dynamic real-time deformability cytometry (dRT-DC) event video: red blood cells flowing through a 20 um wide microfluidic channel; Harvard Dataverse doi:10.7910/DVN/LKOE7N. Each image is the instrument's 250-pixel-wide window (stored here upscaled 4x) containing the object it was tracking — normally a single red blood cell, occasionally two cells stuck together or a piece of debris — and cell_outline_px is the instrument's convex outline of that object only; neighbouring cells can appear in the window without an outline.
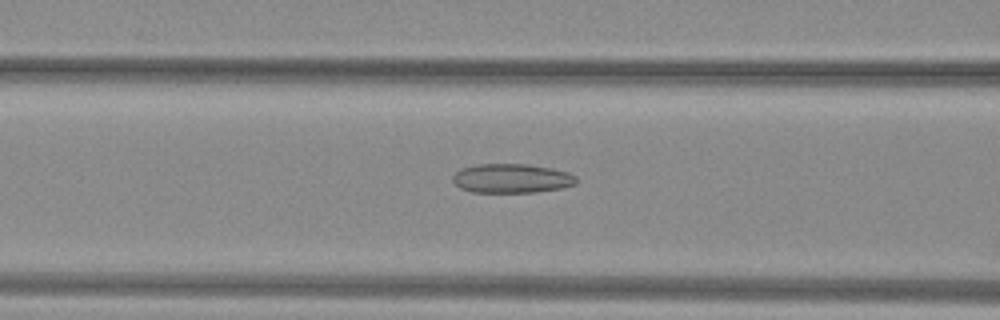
{"species": "common noctule bat (a hibernating species)", "species_latin": "Nyctalus noctula", "temperature_condition": "warm", "stored_images_in_passage": 50, "camera_frame_rate_fps": 3000, "um_per_image_px": 0.085, "animal": {"sex": "female", "body_mass_g": 29.2, "forearm_length_mm": 56.3}, "frame": {"image": 1, "passage_image": 23, "time_ms": 7.333, "image_size_px": [1000, 320], "cell_outline_px": [[576, 184], [560, 188], [536, 192], [472, 192], [460, 188], [452, 180], [452, 176], [460, 168], [476, 164], [528, 164], [552, 168], [568, 172], [576, 176]], "centroid_in_image_um": [43.47, 15.15], "position_along_channel_um": 123.1, "area_um2": 21.1}}
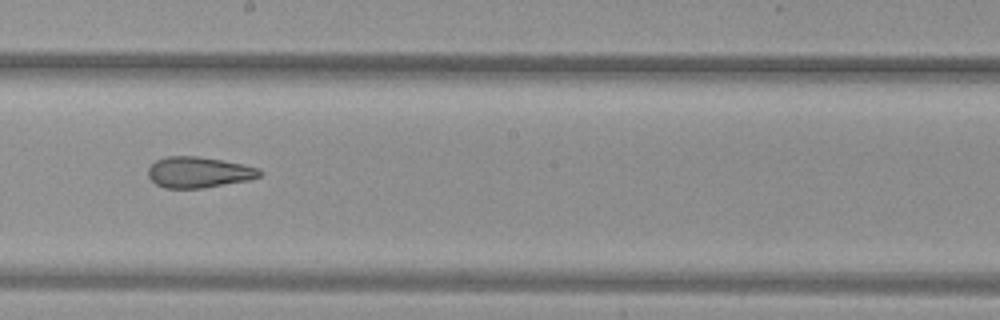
{"frame": {"image": 2, "passage_image": 31, "time_ms": 10.0, "image_size_px": [1000, 320], "cell_outline_px": [[264, 172], [260, 176], [248, 180], [200, 188], [164, 188], [156, 184], [148, 176], [148, 168], [156, 160], [168, 156], [200, 156], [244, 164], [260, 168]], "centroid_in_image_um": [16.91, 14.63], "position_along_channel_um": 231.3, "area_um2": 20.11}}
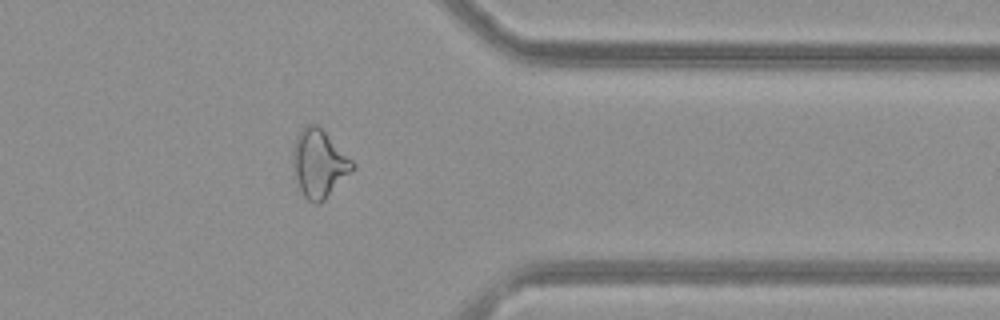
{"frame": {"image": 3, "passage_image": 43, "time_ms": 14.0, "image_size_px": [1000, 320], "cell_outline_px": [[356, 168], [320, 204], [312, 204], [304, 196], [292, 176], [292, 148], [296, 136], [300, 128], [304, 124], [320, 124], [356, 164]], "centroid_in_image_um": [27.1, 13.87], "position_along_channel_um": 384.3, "area_um2": 24.51}}